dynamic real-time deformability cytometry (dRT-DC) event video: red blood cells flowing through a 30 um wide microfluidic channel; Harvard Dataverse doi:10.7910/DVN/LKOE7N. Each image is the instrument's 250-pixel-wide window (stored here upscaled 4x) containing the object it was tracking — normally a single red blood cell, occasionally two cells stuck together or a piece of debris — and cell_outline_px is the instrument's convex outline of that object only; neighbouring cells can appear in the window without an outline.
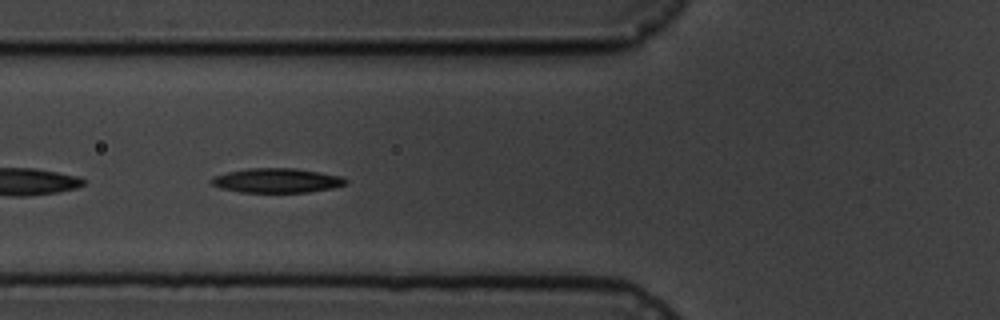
{"species": "common noctule bat (a hibernating species)", "species_latin": "Nyctalus noctula", "temperature_condition": "cold", "stored_images_in_passage": 7, "camera_frame_rate_fps": 3000, "um_per_image_px": 0.085, "animal": {"sex": "male", "body_mass_g": 19.5, "forearm_length_mm": 54.6}, "frame": {"image": 1, "passage_image": 7, "time_ms": 7.0, "image_size_px": [1000, 320], "cell_outline_px": [[348, 184], [332, 188], [308, 192], [240, 192], [220, 188], [212, 184], [208, 180], [212, 176], [228, 172], [248, 168], [296, 168], [320, 172], [340, 176], [348, 180]], "centroid_in_image_um": [23.51, 15.34], "position_along_channel_um": 102.3, "area_um2": 19.25}}